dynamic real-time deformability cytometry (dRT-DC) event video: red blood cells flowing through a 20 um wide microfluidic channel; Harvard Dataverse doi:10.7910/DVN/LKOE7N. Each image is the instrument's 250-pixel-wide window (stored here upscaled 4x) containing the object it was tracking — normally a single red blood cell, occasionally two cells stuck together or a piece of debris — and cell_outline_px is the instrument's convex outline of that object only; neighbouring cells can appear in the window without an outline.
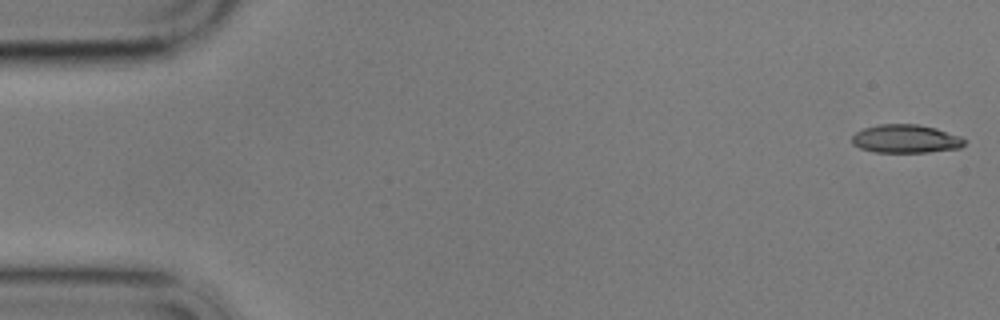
{"species": "common noctule bat (a hibernating species)", "species_latin": "Nyctalus noctula", "temperature_condition": "cold", "stored_images_in_passage": 57, "camera_frame_rate_fps": 3000, "um_per_image_px": 0.085, "animal": {"sex": "male", "body_mass_g": 17.9}, "frame": {"image": 1, "passage_image": 1, "time_ms": 0.0, "image_size_px": [1000, 320], "cell_outline_px": [[968, 140], [960, 148], [928, 152], [872, 152], [860, 148], [852, 144], [852, 136], [856, 132], [864, 128], [880, 124], [920, 124], [936, 128], [960, 136]], "centroid_in_image_um": [77.0, 11.8], "position_along_channel_um": 8.0, "area_um2": 18.73}}
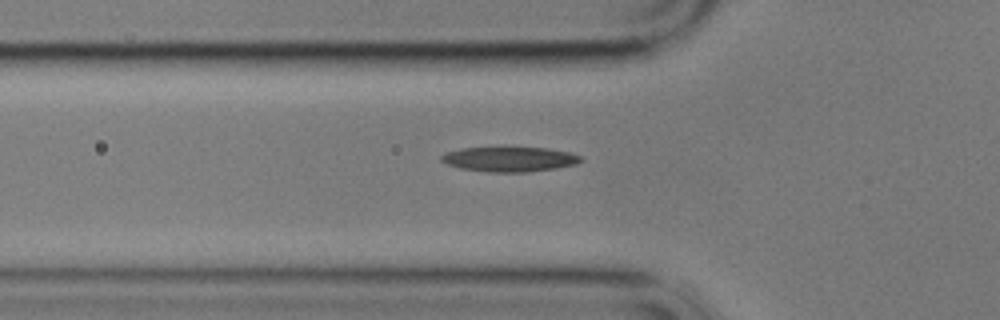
{"frame": {"image": 2, "passage_image": 19, "time_ms": 6.0, "image_size_px": [1000, 320], "cell_outline_px": [[584, 160], [576, 164], [556, 168], [528, 172], [488, 172], [460, 168], [448, 164], [440, 160], [440, 156], [448, 152], [460, 148], [548, 148], [568, 152], [580, 156]], "centroid_in_image_um": [43.32, 13.54], "position_along_channel_um": 82.5, "area_um2": 20.0}}
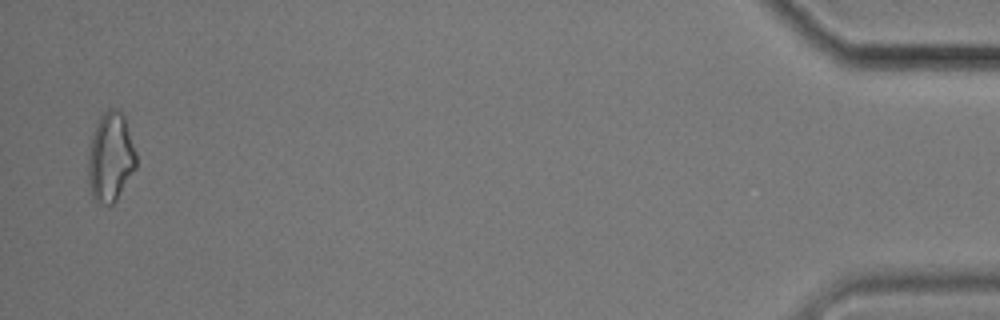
{"frame": {"image": 3, "passage_image": 56, "time_ms": 18.333, "image_size_px": [1000, 320], "cell_outline_px": [[136, 168], [116, 200], [112, 204], [96, 204], [92, 200], [88, 184], [88, 152], [92, 136], [96, 124], [100, 116], [108, 108], [116, 108], [124, 116], [136, 152]], "centroid_in_image_um": [9.37, 13.4], "position_along_channel_um": 425.8, "area_um2": 25.2}, "authors_computed_cell_mechanics": {"area_um2": 19.7676, "velocity_mm_per_s": 3.4767, "shape_relaxation_time_tau1_ms": 5.9441, "shape_relaxation_time_tau2_ms": 4.9714, "deformation_change_tau1": 0.1721, "deformation_change_tau2": 0.1298}}